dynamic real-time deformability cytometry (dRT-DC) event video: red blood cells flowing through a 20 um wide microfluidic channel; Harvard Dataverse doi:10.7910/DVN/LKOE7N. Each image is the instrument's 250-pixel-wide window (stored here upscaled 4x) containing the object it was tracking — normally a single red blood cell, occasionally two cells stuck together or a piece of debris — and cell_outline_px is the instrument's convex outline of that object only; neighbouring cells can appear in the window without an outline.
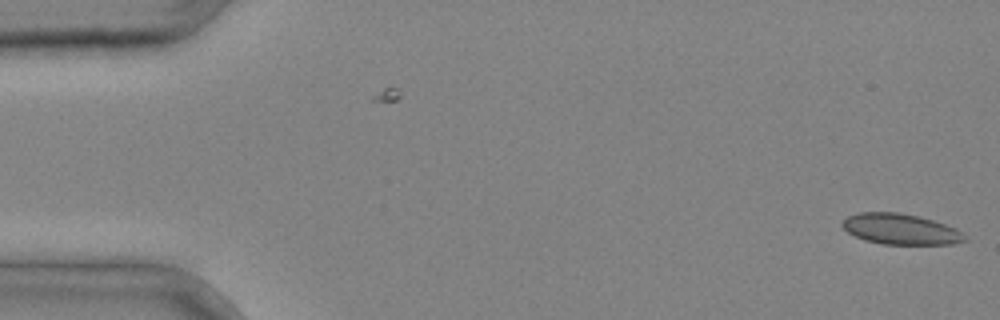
{"species": "common noctule bat (a hibernating species)", "species_latin": "Nyctalus noctula", "temperature_condition": "cold", "stored_images_in_passage": 4, "segment_of_instrument_passage": [2, 2], "camera_frame_rate_fps": 3000, "um_per_image_px": 0.085, "animal": {"sex": "male", "body_mass_g": 20.4}, "frame": {"image": 1, "passage_image": 4, "time_ms": 1.0, "image_size_px": [1000, 320], "cell_outline_px": [[968, 240], [952, 244], [884, 244], [864, 240], [848, 232], [840, 224], [848, 216], [860, 212], [896, 212], [920, 216], [956, 228], [968, 236]], "centroid_in_image_um": [76.58, 19.48], "position_along_channel_um": 8.4, "area_um2": 21.91}}